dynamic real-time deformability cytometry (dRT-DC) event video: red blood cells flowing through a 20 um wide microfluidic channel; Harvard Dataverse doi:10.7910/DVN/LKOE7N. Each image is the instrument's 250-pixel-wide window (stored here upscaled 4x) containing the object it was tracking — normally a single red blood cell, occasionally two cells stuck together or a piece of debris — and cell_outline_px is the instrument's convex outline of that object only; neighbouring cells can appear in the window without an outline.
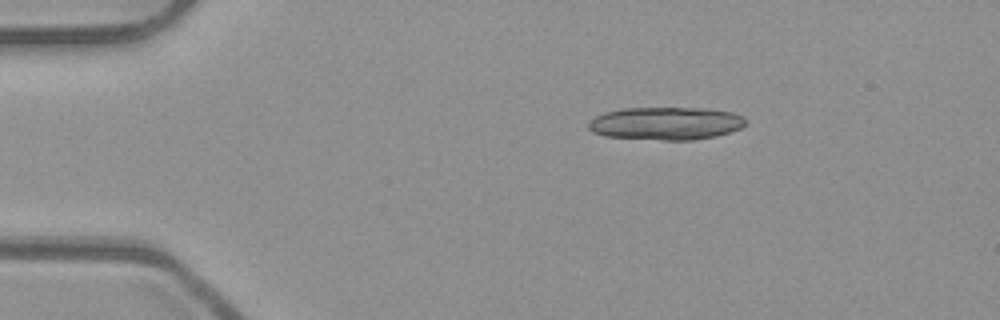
{"species": "common noctule bat (a hibernating species)", "species_latin": "Nyctalus noctula", "temperature_condition": "room temperature", "stored_images_in_passage": 10, "camera_frame_rate_fps": 3000, "um_per_image_px": 0.085, "animal": {"sex": "male", "body_mass_g": 23.1, "forearm_length_mm": 52.7}, "frame": {"image": 1, "passage_image": 1, "time_ms": 0.0, "image_size_px": [1000, 320], "cell_outline_px": [[748, 120], [740, 128], [716, 136], [692, 140], [664, 140], [604, 136], [592, 132], [588, 128], [588, 120], [604, 112], [620, 108], [708, 108], [732, 112], [744, 116]], "centroid_in_image_um": [56.58, 10.48], "position_along_channel_um": 28.4, "area_um2": 30.35}}